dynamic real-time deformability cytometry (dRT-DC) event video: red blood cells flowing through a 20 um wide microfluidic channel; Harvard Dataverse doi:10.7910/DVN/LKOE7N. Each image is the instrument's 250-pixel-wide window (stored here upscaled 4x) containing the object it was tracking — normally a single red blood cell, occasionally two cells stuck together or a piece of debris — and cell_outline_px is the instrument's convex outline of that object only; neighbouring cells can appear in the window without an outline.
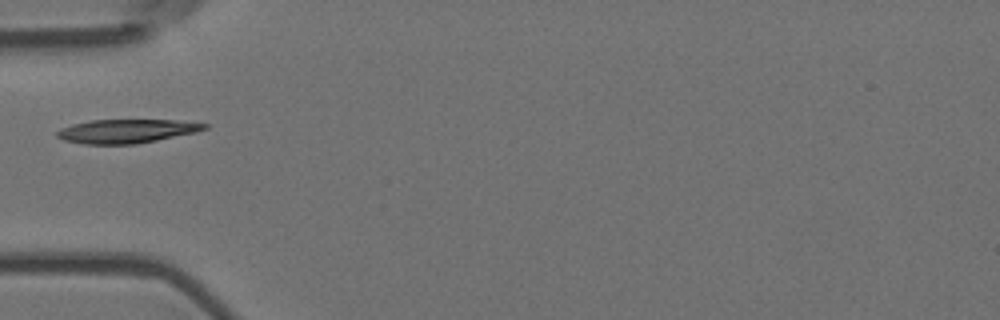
{"species": "Egyptian fruit bat (a non-hibernating species)", "species_latin": "Rousettus aegyptiacus", "temperature_condition": "room temperature", "stored_images_in_passage": 2, "camera_frame_rate_fps": 3000, "um_per_image_px": 0.085, "animal": {"sex": "female"}, "frame": {"image": 1, "passage_image": 1, "time_ms": 0.0, "image_size_px": [1000, 320], "cell_outline_px": [[208, 128], [196, 132], [136, 144], [84, 144], [64, 140], [56, 136], [56, 132], [60, 128], [72, 124], [92, 120], [176, 120], [208, 124]], "centroid_in_image_um": [10.74, 11.14], "position_along_channel_um": 74.3, "area_um2": 20.35}}
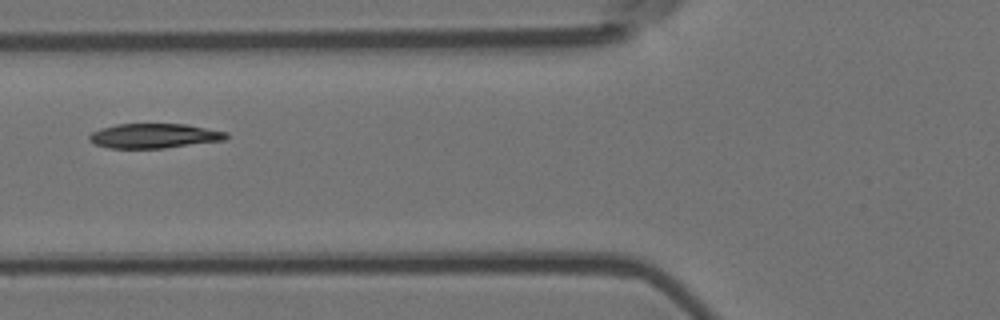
{"frame": {"image": 2, "passage_image": 2, "time_ms": 0.333, "image_size_px": [1000, 320], "cell_outline_px": [[228, 136], [224, 140], [164, 148], [108, 148], [96, 144], [88, 140], [88, 136], [92, 132], [100, 128], [116, 124], [188, 124], [228, 132]], "centroid_in_image_um": [13.09, 11.54], "position_along_channel_um": 112.7, "area_um2": 19.71}}